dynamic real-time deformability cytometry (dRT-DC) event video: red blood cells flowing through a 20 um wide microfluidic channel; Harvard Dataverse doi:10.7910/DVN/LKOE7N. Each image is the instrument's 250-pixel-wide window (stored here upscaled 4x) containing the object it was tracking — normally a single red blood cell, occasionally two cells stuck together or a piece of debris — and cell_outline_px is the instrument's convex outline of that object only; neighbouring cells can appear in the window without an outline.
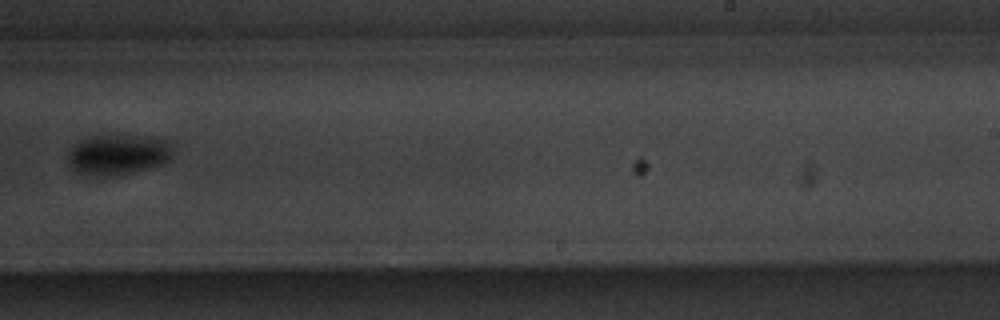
{"species": "common noctule bat (a hibernating species)", "species_latin": "Nyctalus noctula", "temperature_condition": "warm", "stored_images_in_passage": 9, "camera_frame_rate_fps": 3000, "um_per_image_px": 0.085, "animal": {"sex": "male", "body_mass_g": 20.1, "forearm_length_mm": 53.5}, "frame": {"image": 1, "passage_image": 9, "time_ms": 9.667, "image_size_px": [1000, 320], "cell_outline_px": [[172, 152], [168, 160], [160, 164], [116, 176], [96, 176], [76, 172], [68, 164], [68, 152], [80, 140], [100, 132], [108, 132], [164, 140]], "centroid_in_image_um": [9.91, 13.11], "position_along_channel_um": 279.1, "area_um2": 24.8}}